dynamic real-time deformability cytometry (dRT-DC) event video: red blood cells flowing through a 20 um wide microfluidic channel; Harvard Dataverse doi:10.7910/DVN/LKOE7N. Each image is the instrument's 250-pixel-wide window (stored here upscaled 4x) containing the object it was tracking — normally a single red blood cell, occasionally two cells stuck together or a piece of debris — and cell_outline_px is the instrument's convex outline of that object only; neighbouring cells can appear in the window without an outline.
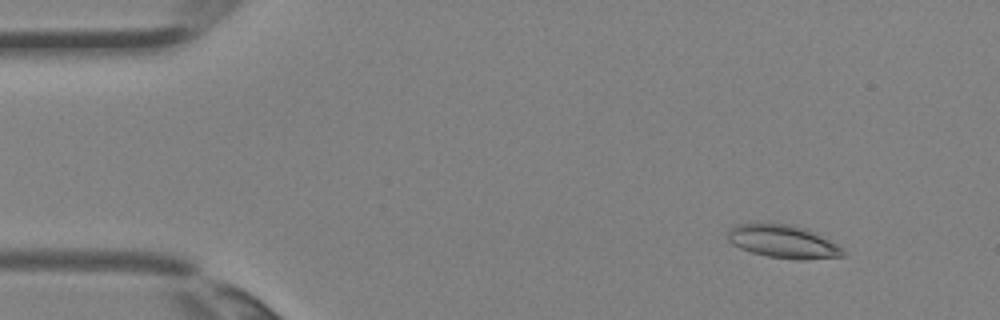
{"species": "Egyptian fruit bat (a non-hibernating species)", "species_latin": "Rousettus aegyptiacus", "temperature_condition": "room temperature", "stored_images_in_passage": 5, "camera_frame_rate_fps": 3000, "um_per_image_px": 0.085, "animal": {"sex": "female"}, "frame": {"image": 1, "passage_image": 2, "time_ms": 0.333, "image_size_px": [1000, 320], "cell_outline_px": [[844, 256], [804, 260], [800, 260], [768, 256], [752, 252], [740, 248], [732, 244], [728, 240], [728, 232], [732, 224], [792, 224], [808, 228], [816, 232], [844, 248]], "centroid_in_image_um": [66.6, 20.53], "position_along_channel_um": 18.4, "area_um2": 22.31}}